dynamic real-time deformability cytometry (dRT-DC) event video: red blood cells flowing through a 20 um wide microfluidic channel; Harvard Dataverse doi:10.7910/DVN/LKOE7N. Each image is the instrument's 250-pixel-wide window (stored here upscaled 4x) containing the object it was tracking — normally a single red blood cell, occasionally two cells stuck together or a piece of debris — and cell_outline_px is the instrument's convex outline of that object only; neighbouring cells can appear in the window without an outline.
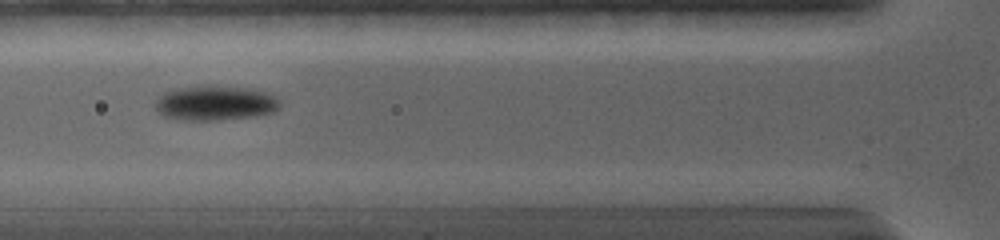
{"species": "common noctule bat (a hibernating species)", "species_latin": "Nyctalus noctula", "temperature_condition": "warm", "stored_images_in_passage": 44, "camera_frame_rate_fps": 5000, "um_per_image_px": 0.085, "animal": {"sex": "female", "body_mass_g": 19.0, "forearm_length_mm": 56.7}, "frame": {"image": 1, "passage_image": 15, "time_ms": 4.6, "image_size_px": [1000, 240], "cell_outline_px": [[280, 104], [272, 112], [256, 116], [220, 120], [172, 120], [164, 116], [156, 108], [156, 100], [160, 96], [168, 92], [184, 88], [244, 88], [260, 92], [272, 96]], "centroid_in_image_um": [18.24, 8.83], "position_along_channel_um": 107.6, "area_um2": 23.87}}
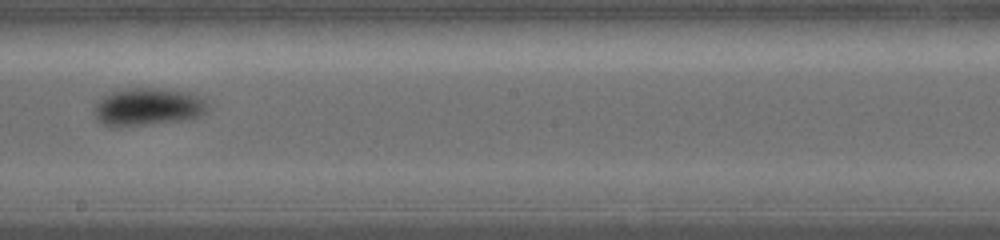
{"frame": {"image": 2, "passage_image": 23, "time_ms": 8.0, "image_size_px": [1000, 240], "cell_outline_px": [[204, 112], [196, 116], [180, 120], [116, 128], [104, 124], [96, 120], [92, 112], [108, 96], [116, 92], [136, 88], [156, 88], [176, 92], [192, 96], [200, 100], [204, 104]], "centroid_in_image_um": [12.45, 9.14], "position_along_channel_um": 235.8, "area_um2": 23.24}}
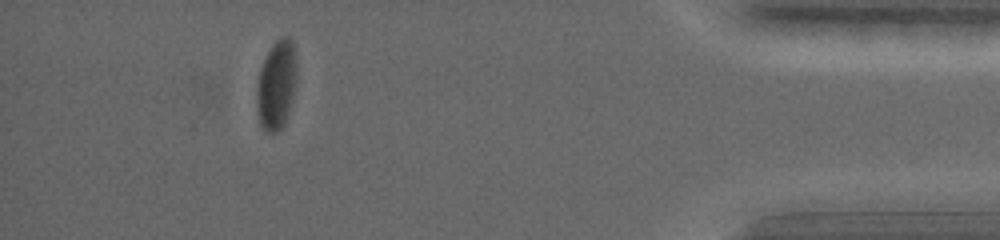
{"frame": {"image": 3, "passage_image": 36, "time_ms": 14.2, "image_size_px": [1000, 240], "cell_outline_px": [[296, 72], [292, 100], [284, 124], [276, 132], [264, 132], [260, 124], [256, 104], [256, 88], [260, 68], [272, 44], [276, 40], [284, 36], [288, 36], [292, 40], [296, 56]], "centroid_in_image_um": [23.48, 7.21], "position_along_channel_um": 411.7, "area_um2": 20.75}, "authors_computed_cell_mechanics": {"area_um2": 23.2934, "velocity_mm_per_s": 3.7858, "shape_relaxation_time_tau1_ms": 1.8596, "shape_relaxation_time_tau2_ms": null, "deformation_change_tau1": 0.1126, "deformation_change_tau2": null}}